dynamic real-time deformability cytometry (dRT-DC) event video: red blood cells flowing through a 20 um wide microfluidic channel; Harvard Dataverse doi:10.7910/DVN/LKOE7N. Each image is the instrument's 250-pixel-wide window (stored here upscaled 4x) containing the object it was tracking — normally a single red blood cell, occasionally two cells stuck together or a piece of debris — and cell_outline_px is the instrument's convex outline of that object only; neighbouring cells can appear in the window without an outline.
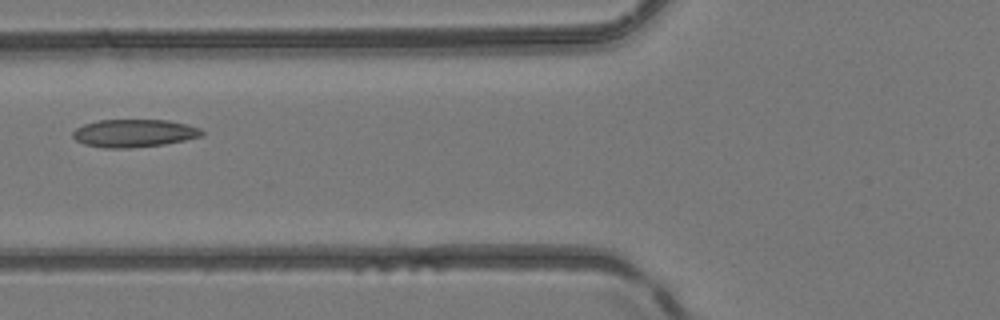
{"species": "common noctule bat (a hibernating species)", "species_latin": "Nyctalus noctula", "temperature_condition": "room temperature", "stored_images_in_passage": 5, "camera_frame_rate_fps": 3000, "um_per_image_px": 0.085, "animal": {"sex": "female", "body_mass_g": 24.6, "forearm_length_mm": 56.2}, "frame": {"image": 1, "passage_image": 5, "time_ms": 4.333, "image_size_px": [1000, 320], "cell_outline_px": [[204, 136], [164, 144], [128, 148], [104, 148], [84, 144], [76, 140], [72, 136], [72, 132], [76, 128], [84, 124], [100, 120], [168, 120], [188, 124], [200, 128], [204, 132]], "centroid_in_image_um": [11.41, 11.32], "position_along_channel_um": 114.4, "area_um2": 20.98}}